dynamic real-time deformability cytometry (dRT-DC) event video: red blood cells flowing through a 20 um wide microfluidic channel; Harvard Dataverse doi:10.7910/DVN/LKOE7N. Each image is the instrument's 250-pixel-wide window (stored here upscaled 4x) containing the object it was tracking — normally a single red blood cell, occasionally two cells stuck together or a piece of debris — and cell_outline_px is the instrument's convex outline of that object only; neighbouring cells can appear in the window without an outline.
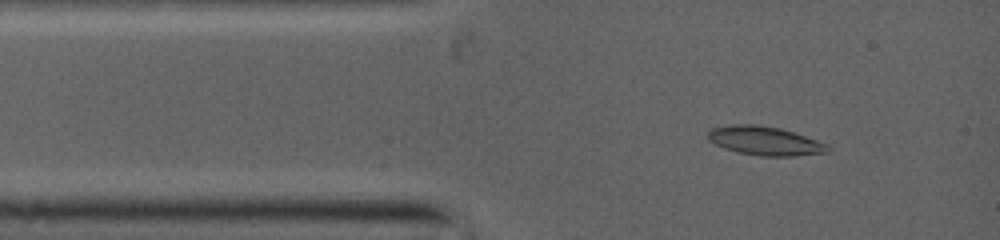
{"species": "common noctule bat (a hibernating species)", "species_latin": "Nyctalus noctula", "temperature_condition": "warm", "stored_images_in_passage": 13, "camera_frame_rate_fps": 5000, "um_per_image_px": 0.085, "animal": {"sex": "female", "body_mass_g": 19.0, "forearm_length_mm": 53.3}, "frame": {"image": 1, "passage_image": 3, "time_ms": 0.8, "image_size_px": [1000, 240], "cell_outline_px": [[828, 152], [792, 156], [760, 156], [736, 152], [724, 148], [708, 140], [708, 132], [712, 128], [736, 124], [752, 124], [776, 128], [792, 132], [804, 136], [824, 144], [828, 148]], "centroid_in_image_um": [64.93, 11.98], "position_along_channel_um": 20.1, "area_um2": 19.59}}
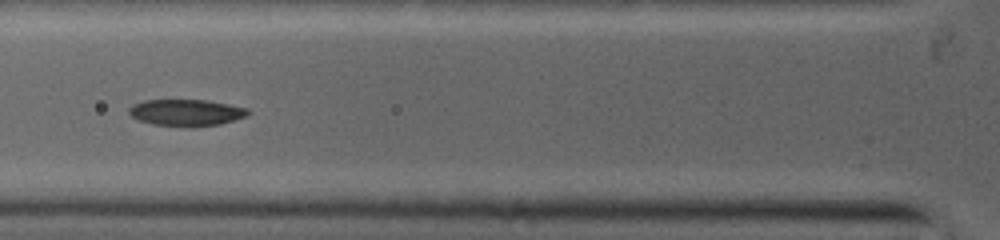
{"frame": {"image": 2, "passage_image": 9, "time_ms": 3.4, "image_size_px": [1000, 240], "cell_outline_px": [[248, 112], [244, 116], [220, 124], [192, 128], [152, 124], [140, 120], [132, 116], [128, 112], [128, 108], [144, 100], [204, 100], [248, 108]], "centroid_in_image_um": [15.79, 9.58], "position_along_channel_um": 110.0, "area_um2": 18.26}}
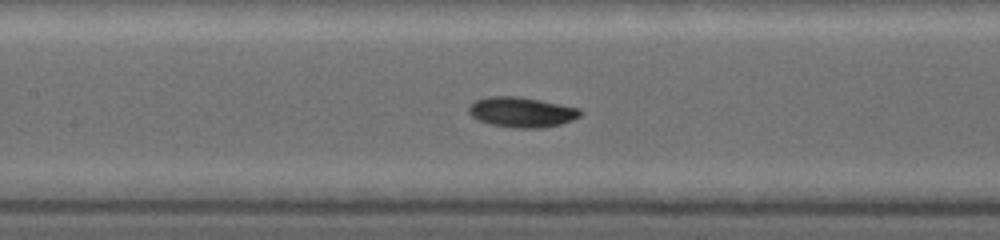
{"frame": {"image": 3, "passage_image": 12, "time_ms": 4.6, "image_size_px": [1000, 240], "cell_outline_px": [[580, 116], [572, 120], [560, 124], [540, 128], [512, 128], [492, 124], [480, 120], [472, 116], [468, 112], [468, 108], [476, 100], [488, 96], [516, 96], [540, 100], [580, 108]], "centroid_in_image_um": [44.34, 9.53], "position_along_channel_um": 163.1, "area_um2": 19.42}}